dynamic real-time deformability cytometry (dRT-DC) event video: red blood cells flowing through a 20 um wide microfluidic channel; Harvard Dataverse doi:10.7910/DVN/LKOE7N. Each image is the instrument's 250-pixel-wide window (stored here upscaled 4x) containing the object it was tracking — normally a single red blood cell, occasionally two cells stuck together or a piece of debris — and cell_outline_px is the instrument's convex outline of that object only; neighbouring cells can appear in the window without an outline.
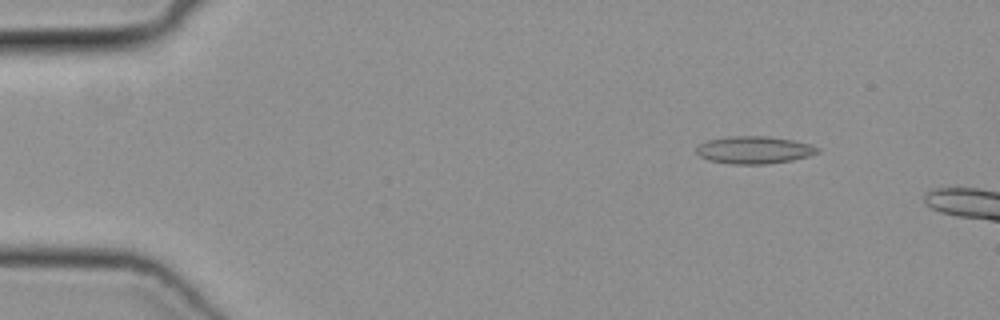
{"species": "common noctule bat (a hibernating species)", "species_latin": "Nyctalus noctula", "temperature_condition": "cold", "stored_images_in_passage": 9, "camera_frame_rate_fps": 3000, "um_per_image_px": 0.085, "animal": {"sex": "female", "body_mass_g": 19.3, "forearm_length_mm": 54.1}, "frame": {"image": 1, "passage_image": 3, "time_ms": 0.667, "image_size_px": [1000, 320], "cell_outline_px": [[820, 152], [808, 156], [792, 160], [764, 164], [732, 164], [708, 160], [700, 156], [696, 152], [696, 148], [700, 144], [708, 140], [728, 136], [768, 136], [792, 140], [812, 144], [820, 148]], "centroid_in_image_um": [64.12, 12.74], "position_along_channel_um": 20.9, "area_um2": 19.42}}